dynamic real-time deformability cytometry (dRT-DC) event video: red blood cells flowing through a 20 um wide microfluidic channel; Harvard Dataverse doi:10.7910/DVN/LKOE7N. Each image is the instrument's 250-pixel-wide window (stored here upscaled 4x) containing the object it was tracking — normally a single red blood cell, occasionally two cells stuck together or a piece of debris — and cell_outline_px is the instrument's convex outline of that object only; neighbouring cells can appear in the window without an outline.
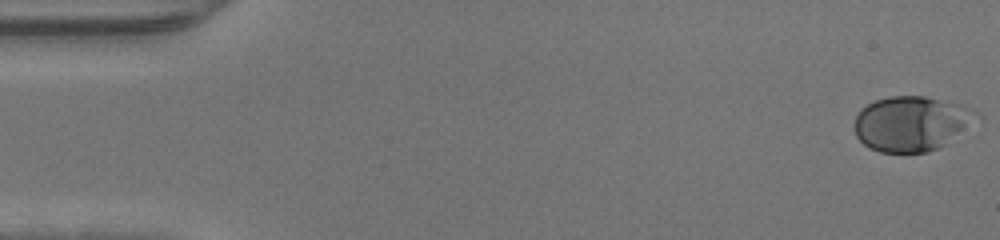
{"species": "human", "species_latin": "Homo sapiens", "temperature_condition": "warm", "stored_images_in_passage": 47, "camera_frame_rate_fps": 3000, "um_per_image_px": 0.085, "donor": {"sex": "male"}, "frame": {"image": 1, "passage_image": 1, "time_ms": 0.0, "image_size_px": [1000, 240], "cell_outline_px": [[960, 128], [940, 148], [924, 152], [880, 152], [868, 148], [856, 136], [852, 124], [860, 108], [876, 100], [892, 96], [924, 96], [952, 104], [960, 124]], "centroid_in_image_um": [77.0, 10.56], "position_along_channel_um": 8.0, "area_um2": 35.6}}
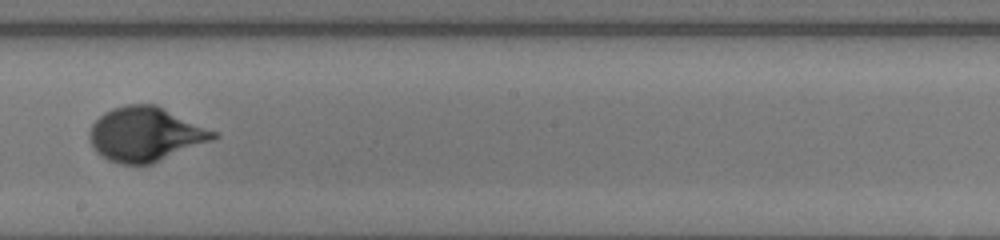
{"frame": {"image": 2, "passage_image": 27, "time_ms": 8.667, "image_size_px": [1000, 240], "cell_outline_px": [[220, 136], [212, 140], [152, 164], [120, 164], [108, 160], [100, 156], [96, 152], [88, 136], [88, 132], [92, 124], [104, 112], [112, 108], [124, 104], [156, 104], [220, 132]], "centroid_in_image_um": [12.38, 11.4], "position_along_channel_um": 235.8, "area_um2": 39.65}}
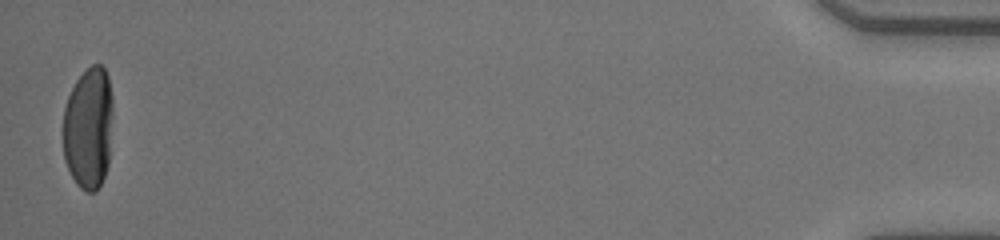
{"frame": {"image": 3, "passage_image": 47, "time_ms": 15.333, "image_size_px": [1000, 240], "cell_outline_px": [[112, 116], [108, 164], [104, 176], [96, 192], [84, 192], [76, 184], [64, 160], [64, 108], [68, 96], [76, 80], [92, 64], [100, 64], [104, 68], [108, 76], [112, 96]], "centroid_in_image_um": [7.52, 10.89], "position_along_channel_um": 427.7, "area_um2": 35.49}}